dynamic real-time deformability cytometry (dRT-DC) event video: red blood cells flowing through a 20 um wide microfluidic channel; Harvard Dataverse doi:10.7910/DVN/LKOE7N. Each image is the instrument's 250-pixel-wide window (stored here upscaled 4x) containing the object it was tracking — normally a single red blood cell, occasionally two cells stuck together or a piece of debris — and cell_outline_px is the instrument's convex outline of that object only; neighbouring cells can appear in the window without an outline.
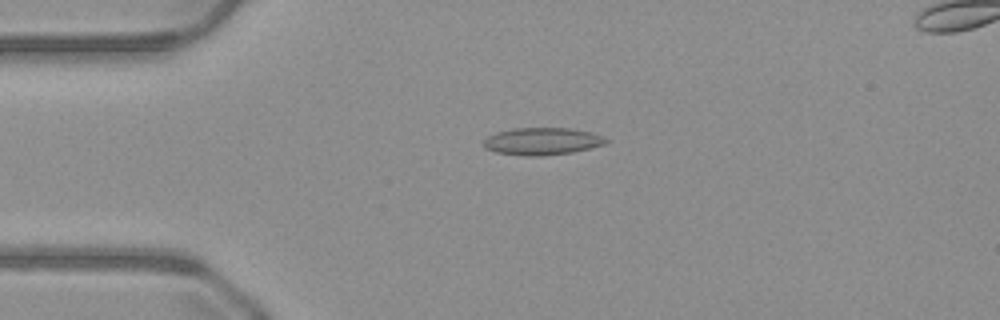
{"species": "common noctule bat (a hibernating species)", "species_latin": "Nyctalus noctula", "temperature_condition": "warm", "stored_images_in_passage": 52, "segment_of_instrument_passage": [1, 2], "camera_frame_rate_fps": 3000, "um_per_image_px": 0.085, "animal": {"sex": "male", "body_mass_g": 23.1, "forearm_length_mm": 52.7}, "frame": {"image": 1, "passage_image": 12, "time_ms": 3.667, "image_size_px": [1000, 320], "cell_outline_px": [[608, 140], [600, 144], [588, 148], [568, 152], [500, 152], [488, 148], [484, 144], [484, 140], [500, 132], [520, 128], [564, 128], [588, 132]], "centroid_in_image_um": [46.11, 11.94], "position_along_channel_um": 38.9, "area_um2": 17.05}}
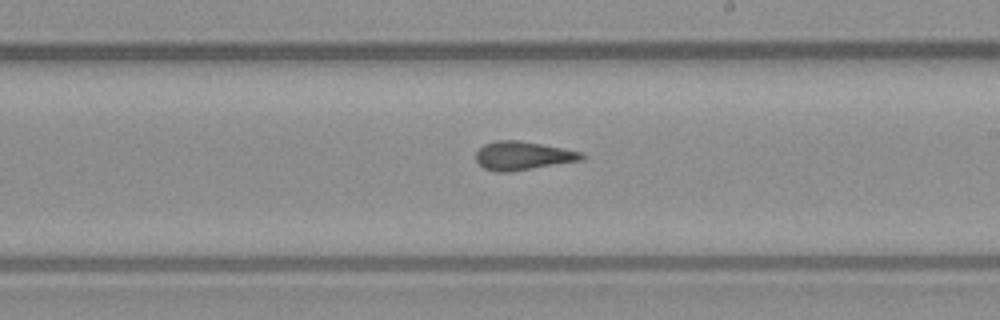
{"frame": {"image": 2, "passage_image": 29, "time_ms": 9.333, "image_size_px": [1000, 320], "cell_outline_px": [[584, 156], [576, 160], [528, 168], [484, 168], [476, 160], [476, 152], [480, 148], [488, 144], [500, 140], [516, 140], [560, 148], [580, 152]], "centroid_in_image_um": [44.4, 13.17], "position_along_channel_um": 244.6, "area_um2": 15.72}}
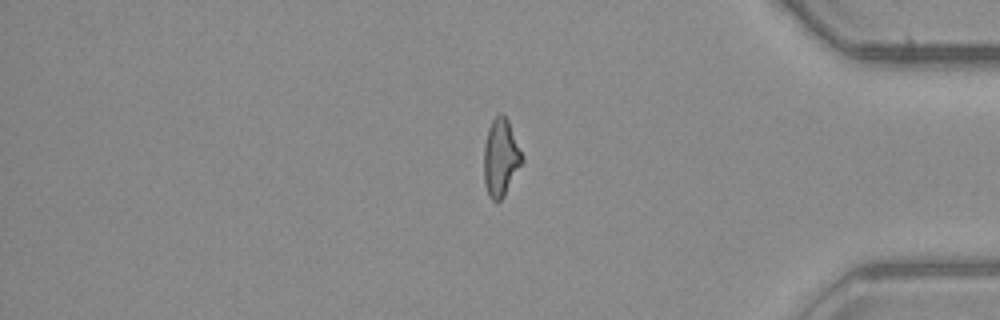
{"frame": {"image": 3, "passage_image": 42, "time_ms": 13.667, "image_size_px": [1000, 320], "cell_outline_px": [[524, 160], [500, 200], [492, 200], [488, 192], [484, 180], [484, 148], [488, 132], [492, 120], [496, 116], [504, 116], [508, 120], [524, 156]], "centroid_in_image_um": [42.58, 13.38], "position_along_channel_um": 392.6, "area_um2": 16.65}}